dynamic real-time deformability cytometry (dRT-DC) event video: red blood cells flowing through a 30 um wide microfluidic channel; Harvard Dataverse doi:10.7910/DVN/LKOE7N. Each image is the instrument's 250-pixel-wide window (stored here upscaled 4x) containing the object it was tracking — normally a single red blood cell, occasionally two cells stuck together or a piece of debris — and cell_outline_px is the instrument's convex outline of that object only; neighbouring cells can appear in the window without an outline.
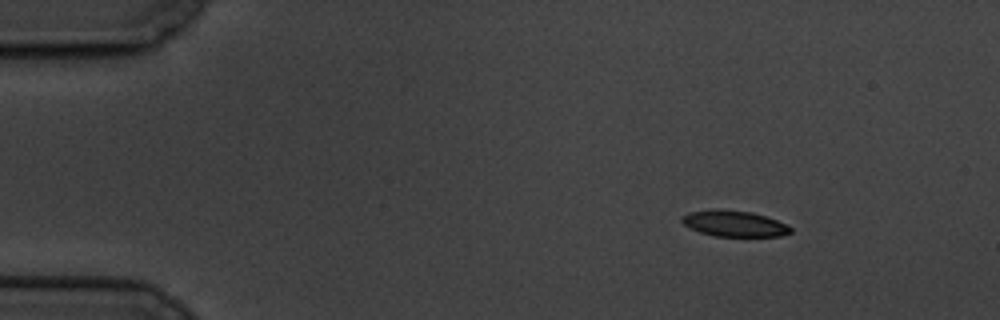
{"species": "common noctule bat (a hibernating species)", "species_latin": "Nyctalus noctula", "temperature_condition": "cold", "stored_images_in_passage": 4, "camera_frame_rate_fps": 3000, "um_per_image_px": 0.085, "animal": {"sex": "male", "body_mass_g": 19.5, "forearm_length_mm": 54.6}, "frame": {"image": 1, "passage_image": 1, "time_ms": 0.0, "image_size_px": [1000, 320], "cell_outline_px": [[792, 232], [780, 236], [716, 236], [700, 232], [684, 224], [680, 220], [680, 216], [688, 212], [752, 212], [788, 224], [792, 228]], "centroid_in_image_um": [62.47, 19.05], "position_along_channel_um": 22.5, "area_um2": 15.61}}
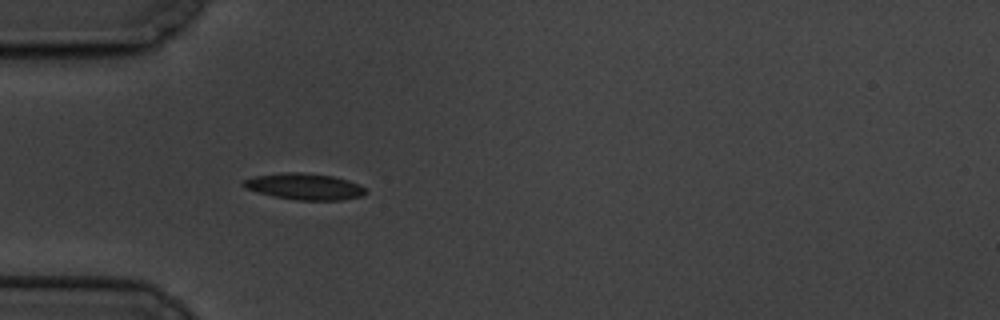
{"frame": {"image": 2, "passage_image": 4, "time_ms": 3.333, "image_size_px": [1000, 320], "cell_outline_px": [[364, 192], [360, 196], [340, 200], [296, 200], [272, 196], [256, 192], [244, 188], [240, 184], [244, 180], [256, 176], [280, 172], [304, 172], [332, 176], [348, 180], [360, 184], [364, 188]], "centroid_in_image_um": [25.81, 15.85], "position_along_channel_um": 59.2, "area_um2": 18.79}}